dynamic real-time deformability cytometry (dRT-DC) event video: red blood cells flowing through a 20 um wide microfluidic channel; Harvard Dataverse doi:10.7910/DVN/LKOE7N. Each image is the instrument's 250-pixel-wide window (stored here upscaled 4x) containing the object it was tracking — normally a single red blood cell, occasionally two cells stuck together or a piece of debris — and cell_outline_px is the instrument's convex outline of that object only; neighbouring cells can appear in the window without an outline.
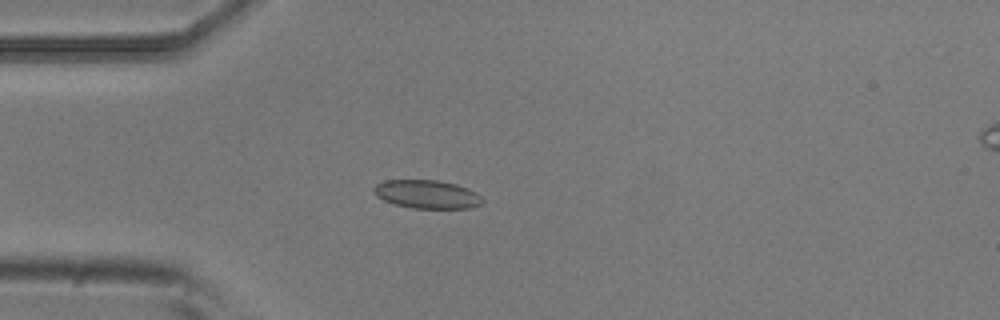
{"species": "common noctule bat (a hibernating species)", "species_latin": "Nyctalus noctula", "temperature_condition": "room temperature", "stored_images_in_passage": 5, "camera_frame_rate_fps": 3000, "um_per_image_px": 0.085, "animal": {"sex": "male", "body_mass_g": 20.5, "forearm_length_mm": 52.5}, "frame": {"image": 1, "passage_image": 5, "time_ms": 1.333, "image_size_px": [1000, 320], "cell_outline_px": [[484, 200], [480, 204], [468, 208], [412, 208], [396, 204], [384, 200], [376, 196], [372, 192], [372, 188], [376, 184], [384, 180], [436, 180], [456, 184], [468, 188], [476, 192]], "centroid_in_image_um": [36.26, 16.5], "position_along_channel_um": 48.7, "area_um2": 17.98}}